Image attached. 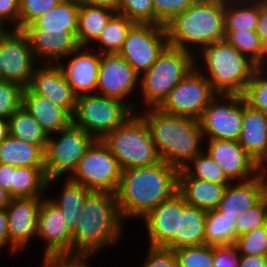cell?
I'll list each match as a JSON object with an SVG mask.
<instances>
[{
    "instance_id": "1",
    "label": "cell",
    "mask_w": 267,
    "mask_h": 267,
    "mask_svg": "<svg viewBox=\"0 0 267 267\" xmlns=\"http://www.w3.org/2000/svg\"><path fill=\"white\" fill-rule=\"evenodd\" d=\"M178 173V169L162 160L151 166L121 170L115 195L122 220L125 223L130 218L141 220L176 194Z\"/></svg>"
},
{
    "instance_id": "3",
    "label": "cell",
    "mask_w": 267,
    "mask_h": 267,
    "mask_svg": "<svg viewBox=\"0 0 267 267\" xmlns=\"http://www.w3.org/2000/svg\"><path fill=\"white\" fill-rule=\"evenodd\" d=\"M123 223L115 193L93 191L72 234V253L96 255L119 244L125 232Z\"/></svg>"
},
{
    "instance_id": "9",
    "label": "cell",
    "mask_w": 267,
    "mask_h": 267,
    "mask_svg": "<svg viewBox=\"0 0 267 267\" xmlns=\"http://www.w3.org/2000/svg\"><path fill=\"white\" fill-rule=\"evenodd\" d=\"M134 112L117 99L101 94L77 96L72 123L84 129L96 140L122 125Z\"/></svg>"
},
{
    "instance_id": "12",
    "label": "cell",
    "mask_w": 267,
    "mask_h": 267,
    "mask_svg": "<svg viewBox=\"0 0 267 267\" xmlns=\"http://www.w3.org/2000/svg\"><path fill=\"white\" fill-rule=\"evenodd\" d=\"M216 95L210 82L195 67L170 91L158 108L166 114L198 120Z\"/></svg>"
},
{
    "instance_id": "42",
    "label": "cell",
    "mask_w": 267,
    "mask_h": 267,
    "mask_svg": "<svg viewBox=\"0 0 267 267\" xmlns=\"http://www.w3.org/2000/svg\"><path fill=\"white\" fill-rule=\"evenodd\" d=\"M260 226H267L266 196H264L257 204L249 208L236 219L234 230L239 237Z\"/></svg>"
},
{
    "instance_id": "41",
    "label": "cell",
    "mask_w": 267,
    "mask_h": 267,
    "mask_svg": "<svg viewBox=\"0 0 267 267\" xmlns=\"http://www.w3.org/2000/svg\"><path fill=\"white\" fill-rule=\"evenodd\" d=\"M234 245L240 255L267 256V226L257 227L237 237Z\"/></svg>"
},
{
    "instance_id": "33",
    "label": "cell",
    "mask_w": 267,
    "mask_h": 267,
    "mask_svg": "<svg viewBox=\"0 0 267 267\" xmlns=\"http://www.w3.org/2000/svg\"><path fill=\"white\" fill-rule=\"evenodd\" d=\"M47 178L45 167H15L12 198L45 197Z\"/></svg>"
},
{
    "instance_id": "22",
    "label": "cell",
    "mask_w": 267,
    "mask_h": 267,
    "mask_svg": "<svg viewBox=\"0 0 267 267\" xmlns=\"http://www.w3.org/2000/svg\"><path fill=\"white\" fill-rule=\"evenodd\" d=\"M44 197L12 198L7 207L9 239L20 251L37 235L39 207Z\"/></svg>"
},
{
    "instance_id": "57",
    "label": "cell",
    "mask_w": 267,
    "mask_h": 267,
    "mask_svg": "<svg viewBox=\"0 0 267 267\" xmlns=\"http://www.w3.org/2000/svg\"><path fill=\"white\" fill-rule=\"evenodd\" d=\"M9 136L8 120L0 118V143Z\"/></svg>"
},
{
    "instance_id": "13",
    "label": "cell",
    "mask_w": 267,
    "mask_h": 267,
    "mask_svg": "<svg viewBox=\"0 0 267 267\" xmlns=\"http://www.w3.org/2000/svg\"><path fill=\"white\" fill-rule=\"evenodd\" d=\"M168 45L164 25L135 23L118 54L141 75L151 67Z\"/></svg>"
},
{
    "instance_id": "11",
    "label": "cell",
    "mask_w": 267,
    "mask_h": 267,
    "mask_svg": "<svg viewBox=\"0 0 267 267\" xmlns=\"http://www.w3.org/2000/svg\"><path fill=\"white\" fill-rule=\"evenodd\" d=\"M243 119V95L217 94L198 119L204 139L238 141Z\"/></svg>"
},
{
    "instance_id": "7",
    "label": "cell",
    "mask_w": 267,
    "mask_h": 267,
    "mask_svg": "<svg viewBox=\"0 0 267 267\" xmlns=\"http://www.w3.org/2000/svg\"><path fill=\"white\" fill-rule=\"evenodd\" d=\"M102 141L117 159L121 170L151 166L161 161L149 128L137 112Z\"/></svg>"
},
{
    "instance_id": "15",
    "label": "cell",
    "mask_w": 267,
    "mask_h": 267,
    "mask_svg": "<svg viewBox=\"0 0 267 267\" xmlns=\"http://www.w3.org/2000/svg\"><path fill=\"white\" fill-rule=\"evenodd\" d=\"M140 75L118 53L101 54L96 94L124 102L134 113L136 102H128L129 96L139 86Z\"/></svg>"
},
{
    "instance_id": "32",
    "label": "cell",
    "mask_w": 267,
    "mask_h": 267,
    "mask_svg": "<svg viewBox=\"0 0 267 267\" xmlns=\"http://www.w3.org/2000/svg\"><path fill=\"white\" fill-rule=\"evenodd\" d=\"M80 2L62 0L24 28L78 29Z\"/></svg>"
},
{
    "instance_id": "36",
    "label": "cell",
    "mask_w": 267,
    "mask_h": 267,
    "mask_svg": "<svg viewBox=\"0 0 267 267\" xmlns=\"http://www.w3.org/2000/svg\"><path fill=\"white\" fill-rule=\"evenodd\" d=\"M236 217L225 216L216 209L207 211L204 228V244L206 245H233L237 234L234 230Z\"/></svg>"
},
{
    "instance_id": "39",
    "label": "cell",
    "mask_w": 267,
    "mask_h": 267,
    "mask_svg": "<svg viewBox=\"0 0 267 267\" xmlns=\"http://www.w3.org/2000/svg\"><path fill=\"white\" fill-rule=\"evenodd\" d=\"M243 97L247 105L267 115V67L254 72Z\"/></svg>"
},
{
    "instance_id": "56",
    "label": "cell",
    "mask_w": 267,
    "mask_h": 267,
    "mask_svg": "<svg viewBox=\"0 0 267 267\" xmlns=\"http://www.w3.org/2000/svg\"><path fill=\"white\" fill-rule=\"evenodd\" d=\"M11 199L12 197L10 196L9 192L0 186V210L7 209Z\"/></svg>"
},
{
    "instance_id": "8",
    "label": "cell",
    "mask_w": 267,
    "mask_h": 267,
    "mask_svg": "<svg viewBox=\"0 0 267 267\" xmlns=\"http://www.w3.org/2000/svg\"><path fill=\"white\" fill-rule=\"evenodd\" d=\"M53 135V136H52ZM49 135L45 155V175L47 191L59 178H69L76 170L79 161L96 141L84 129L71 123L58 133ZM59 137H56L58 136Z\"/></svg>"
},
{
    "instance_id": "29",
    "label": "cell",
    "mask_w": 267,
    "mask_h": 267,
    "mask_svg": "<svg viewBox=\"0 0 267 267\" xmlns=\"http://www.w3.org/2000/svg\"><path fill=\"white\" fill-rule=\"evenodd\" d=\"M117 12L103 6L80 3L76 39L79 46L92 45Z\"/></svg>"
},
{
    "instance_id": "21",
    "label": "cell",
    "mask_w": 267,
    "mask_h": 267,
    "mask_svg": "<svg viewBox=\"0 0 267 267\" xmlns=\"http://www.w3.org/2000/svg\"><path fill=\"white\" fill-rule=\"evenodd\" d=\"M148 246L175 250V234H179V192L149 211L142 219Z\"/></svg>"
},
{
    "instance_id": "6",
    "label": "cell",
    "mask_w": 267,
    "mask_h": 267,
    "mask_svg": "<svg viewBox=\"0 0 267 267\" xmlns=\"http://www.w3.org/2000/svg\"><path fill=\"white\" fill-rule=\"evenodd\" d=\"M195 68V55L168 45L151 67L140 75L142 100L137 108H158L170 91ZM140 106V107H139Z\"/></svg>"
},
{
    "instance_id": "59",
    "label": "cell",
    "mask_w": 267,
    "mask_h": 267,
    "mask_svg": "<svg viewBox=\"0 0 267 267\" xmlns=\"http://www.w3.org/2000/svg\"><path fill=\"white\" fill-rule=\"evenodd\" d=\"M3 80V78H2V73H1V71H0V81H2Z\"/></svg>"
},
{
    "instance_id": "46",
    "label": "cell",
    "mask_w": 267,
    "mask_h": 267,
    "mask_svg": "<svg viewBox=\"0 0 267 267\" xmlns=\"http://www.w3.org/2000/svg\"><path fill=\"white\" fill-rule=\"evenodd\" d=\"M62 0H20L19 30L32 23Z\"/></svg>"
},
{
    "instance_id": "2",
    "label": "cell",
    "mask_w": 267,
    "mask_h": 267,
    "mask_svg": "<svg viewBox=\"0 0 267 267\" xmlns=\"http://www.w3.org/2000/svg\"><path fill=\"white\" fill-rule=\"evenodd\" d=\"M139 111L137 113L145 120L161 160L170 166L181 170L204 150L199 120L166 114L159 108Z\"/></svg>"
},
{
    "instance_id": "26",
    "label": "cell",
    "mask_w": 267,
    "mask_h": 267,
    "mask_svg": "<svg viewBox=\"0 0 267 267\" xmlns=\"http://www.w3.org/2000/svg\"><path fill=\"white\" fill-rule=\"evenodd\" d=\"M227 185L192 178L183 169L178 173V192L187 204L204 211L217 208Z\"/></svg>"
},
{
    "instance_id": "47",
    "label": "cell",
    "mask_w": 267,
    "mask_h": 267,
    "mask_svg": "<svg viewBox=\"0 0 267 267\" xmlns=\"http://www.w3.org/2000/svg\"><path fill=\"white\" fill-rule=\"evenodd\" d=\"M95 255L83 253L43 254L39 267H90L88 262Z\"/></svg>"
},
{
    "instance_id": "5",
    "label": "cell",
    "mask_w": 267,
    "mask_h": 267,
    "mask_svg": "<svg viewBox=\"0 0 267 267\" xmlns=\"http://www.w3.org/2000/svg\"><path fill=\"white\" fill-rule=\"evenodd\" d=\"M195 67L217 94L236 95L244 94L254 72L259 68L227 41L203 47L195 55Z\"/></svg>"
},
{
    "instance_id": "51",
    "label": "cell",
    "mask_w": 267,
    "mask_h": 267,
    "mask_svg": "<svg viewBox=\"0 0 267 267\" xmlns=\"http://www.w3.org/2000/svg\"><path fill=\"white\" fill-rule=\"evenodd\" d=\"M8 247L11 256L13 254H20V251L10 242L9 239V227H8V215L6 209L0 210V251L1 249Z\"/></svg>"
},
{
    "instance_id": "25",
    "label": "cell",
    "mask_w": 267,
    "mask_h": 267,
    "mask_svg": "<svg viewBox=\"0 0 267 267\" xmlns=\"http://www.w3.org/2000/svg\"><path fill=\"white\" fill-rule=\"evenodd\" d=\"M22 107L41 125L48 135L58 133L72 123V117L48 98L32 92L28 87L22 93Z\"/></svg>"
},
{
    "instance_id": "49",
    "label": "cell",
    "mask_w": 267,
    "mask_h": 267,
    "mask_svg": "<svg viewBox=\"0 0 267 267\" xmlns=\"http://www.w3.org/2000/svg\"><path fill=\"white\" fill-rule=\"evenodd\" d=\"M19 16H20V0H0L1 30L9 29L10 27L7 26H9L10 24H12L10 29L19 30Z\"/></svg>"
},
{
    "instance_id": "55",
    "label": "cell",
    "mask_w": 267,
    "mask_h": 267,
    "mask_svg": "<svg viewBox=\"0 0 267 267\" xmlns=\"http://www.w3.org/2000/svg\"><path fill=\"white\" fill-rule=\"evenodd\" d=\"M80 3L93 5V6H103L110 8L114 11H118L120 0H79Z\"/></svg>"
},
{
    "instance_id": "10",
    "label": "cell",
    "mask_w": 267,
    "mask_h": 267,
    "mask_svg": "<svg viewBox=\"0 0 267 267\" xmlns=\"http://www.w3.org/2000/svg\"><path fill=\"white\" fill-rule=\"evenodd\" d=\"M69 179L93 191L116 193L121 180V168L103 141L96 140Z\"/></svg>"
},
{
    "instance_id": "24",
    "label": "cell",
    "mask_w": 267,
    "mask_h": 267,
    "mask_svg": "<svg viewBox=\"0 0 267 267\" xmlns=\"http://www.w3.org/2000/svg\"><path fill=\"white\" fill-rule=\"evenodd\" d=\"M238 143L262 168L267 164V115L247 105L244 97Z\"/></svg>"
},
{
    "instance_id": "48",
    "label": "cell",
    "mask_w": 267,
    "mask_h": 267,
    "mask_svg": "<svg viewBox=\"0 0 267 267\" xmlns=\"http://www.w3.org/2000/svg\"><path fill=\"white\" fill-rule=\"evenodd\" d=\"M140 267H177L175 251L165 247H148Z\"/></svg>"
},
{
    "instance_id": "27",
    "label": "cell",
    "mask_w": 267,
    "mask_h": 267,
    "mask_svg": "<svg viewBox=\"0 0 267 267\" xmlns=\"http://www.w3.org/2000/svg\"><path fill=\"white\" fill-rule=\"evenodd\" d=\"M207 211L187 204L179 193V234H175V249L204 244Z\"/></svg>"
},
{
    "instance_id": "45",
    "label": "cell",
    "mask_w": 267,
    "mask_h": 267,
    "mask_svg": "<svg viewBox=\"0 0 267 267\" xmlns=\"http://www.w3.org/2000/svg\"><path fill=\"white\" fill-rule=\"evenodd\" d=\"M196 0H153L154 24L166 25L187 10Z\"/></svg>"
},
{
    "instance_id": "16",
    "label": "cell",
    "mask_w": 267,
    "mask_h": 267,
    "mask_svg": "<svg viewBox=\"0 0 267 267\" xmlns=\"http://www.w3.org/2000/svg\"><path fill=\"white\" fill-rule=\"evenodd\" d=\"M204 140H206L204 141V151L223 169L231 182L248 181L263 171V168L244 150L238 141ZM205 144L207 145L205 146Z\"/></svg>"
},
{
    "instance_id": "37",
    "label": "cell",
    "mask_w": 267,
    "mask_h": 267,
    "mask_svg": "<svg viewBox=\"0 0 267 267\" xmlns=\"http://www.w3.org/2000/svg\"><path fill=\"white\" fill-rule=\"evenodd\" d=\"M226 41L258 67H267V48L256 31H225Z\"/></svg>"
},
{
    "instance_id": "44",
    "label": "cell",
    "mask_w": 267,
    "mask_h": 267,
    "mask_svg": "<svg viewBox=\"0 0 267 267\" xmlns=\"http://www.w3.org/2000/svg\"><path fill=\"white\" fill-rule=\"evenodd\" d=\"M23 90L19 84L0 81V118L8 120L22 106Z\"/></svg>"
},
{
    "instance_id": "14",
    "label": "cell",
    "mask_w": 267,
    "mask_h": 267,
    "mask_svg": "<svg viewBox=\"0 0 267 267\" xmlns=\"http://www.w3.org/2000/svg\"><path fill=\"white\" fill-rule=\"evenodd\" d=\"M38 64L22 30H0V71L5 81L28 87Z\"/></svg>"
},
{
    "instance_id": "54",
    "label": "cell",
    "mask_w": 267,
    "mask_h": 267,
    "mask_svg": "<svg viewBox=\"0 0 267 267\" xmlns=\"http://www.w3.org/2000/svg\"><path fill=\"white\" fill-rule=\"evenodd\" d=\"M238 267H267V256L241 255Z\"/></svg>"
},
{
    "instance_id": "53",
    "label": "cell",
    "mask_w": 267,
    "mask_h": 267,
    "mask_svg": "<svg viewBox=\"0 0 267 267\" xmlns=\"http://www.w3.org/2000/svg\"><path fill=\"white\" fill-rule=\"evenodd\" d=\"M13 178L14 166L0 163V186L9 192L11 197Z\"/></svg>"
},
{
    "instance_id": "50",
    "label": "cell",
    "mask_w": 267,
    "mask_h": 267,
    "mask_svg": "<svg viewBox=\"0 0 267 267\" xmlns=\"http://www.w3.org/2000/svg\"><path fill=\"white\" fill-rule=\"evenodd\" d=\"M241 255L236 246H213V267H238Z\"/></svg>"
},
{
    "instance_id": "34",
    "label": "cell",
    "mask_w": 267,
    "mask_h": 267,
    "mask_svg": "<svg viewBox=\"0 0 267 267\" xmlns=\"http://www.w3.org/2000/svg\"><path fill=\"white\" fill-rule=\"evenodd\" d=\"M8 122L10 136L37 144L45 151L49 135L24 107L14 112Z\"/></svg>"
},
{
    "instance_id": "4",
    "label": "cell",
    "mask_w": 267,
    "mask_h": 267,
    "mask_svg": "<svg viewBox=\"0 0 267 267\" xmlns=\"http://www.w3.org/2000/svg\"><path fill=\"white\" fill-rule=\"evenodd\" d=\"M224 0H196L165 27L172 47L194 55L205 46L226 41Z\"/></svg>"
},
{
    "instance_id": "38",
    "label": "cell",
    "mask_w": 267,
    "mask_h": 267,
    "mask_svg": "<svg viewBox=\"0 0 267 267\" xmlns=\"http://www.w3.org/2000/svg\"><path fill=\"white\" fill-rule=\"evenodd\" d=\"M183 170L192 178L218 184L231 183L223 169L204 150L186 165Z\"/></svg>"
},
{
    "instance_id": "28",
    "label": "cell",
    "mask_w": 267,
    "mask_h": 267,
    "mask_svg": "<svg viewBox=\"0 0 267 267\" xmlns=\"http://www.w3.org/2000/svg\"><path fill=\"white\" fill-rule=\"evenodd\" d=\"M63 183L59 197L54 196L55 198L49 199L63 212L67 228L73 234L78 226L79 218L82 216L85 202L93 190L85 188L69 178H66Z\"/></svg>"
},
{
    "instance_id": "35",
    "label": "cell",
    "mask_w": 267,
    "mask_h": 267,
    "mask_svg": "<svg viewBox=\"0 0 267 267\" xmlns=\"http://www.w3.org/2000/svg\"><path fill=\"white\" fill-rule=\"evenodd\" d=\"M134 24L135 22L128 19L126 16L116 13L109 20L108 24L101 32V35L90 47L93 49V45L96 44V49L94 50L98 51L100 54L119 53L129 30Z\"/></svg>"
},
{
    "instance_id": "17",
    "label": "cell",
    "mask_w": 267,
    "mask_h": 267,
    "mask_svg": "<svg viewBox=\"0 0 267 267\" xmlns=\"http://www.w3.org/2000/svg\"><path fill=\"white\" fill-rule=\"evenodd\" d=\"M22 31L38 63L58 64L79 47L77 29L23 28Z\"/></svg>"
},
{
    "instance_id": "19",
    "label": "cell",
    "mask_w": 267,
    "mask_h": 267,
    "mask_svg": "<svg viewBox=\"0 0 267 267\" xmlns=\"http://www.w3.org/2000/svg\"><path fill=\"white\" fill-rule=\"evenodd\" d=\"M28 88L32 92L48 98L56 106L63 108L71 117L73 116L77 96L58 64L38 63L33 70Z\"/></svg>"
},
{
    "instance_id": "18",
    "label": "cell",
    "mask_w": 267,
    "mask_h": 267,
    "mask_svg": "<svg viewBox=\"0 0 267 267\" xmlns=\"http://www.w3.org/2000/svg\"><path fill=\"white\" fill-rule=\"evenodd\" d=\"M100 60L98 51L89 46H79L58 63L76 96L96 93Z\"/></svg>"
},
{
    "instance_id": "40",
    "label": "cell",
    "mask_w": 267,
    "mask_h": 267,
    "mask_svg": "<svg viewBox=\"0 0 267 267\" xmlns=\"http://www.w3.org/2000/svg\"><path fill=\"white\" fill-rule=\"evenodd\" d=\"M177 267H213V245L175 249Z\"/></svg>"
},
{
    "instance_id": "31",
    "label": "cell",
    "mask_w": 267,
    "mask_h": 267,
    "mask_svg": "<svg viewBox=\"0 0 267 267\" xmlns=\"http://www.w3.org/2000/svg\"><path fill=\"white\" fill-rule=\"evenodd\" d=\"M260 0H230L225 2V31H256Z\"/></svg>"
},
{
    "instance_id": "58",
    "label": "cell",
    "mask_w": 267,
    "mask_h": 267,
    "mask_svg": "<svg viewBox=\"0 0 267 267\" xmlns=\"http://www.w3.org/2000/svg\"><path fill=\"white\" fill-rule=\"evenodd\" d=\"M263 172L267 176V164L263 167Z\"/></svg>"
},
{
    "instance_id": "52",
    "label": "cell",
    "mask_w": 267,
    "mask_h": 267,
    "mask_svg": "<svg viewBox=\"0 0 267 267\" xmlns=\"http://www.w3.org/2000/svg\"><path fill=\"white\" fill-rule=\"evenodd\" d=\"M256 33L267 48V3L264 0H260V12Z\"/></svg>"
},
{
    "instance_id": "23",
    "label": "cell",
    "mask_w": 267,
    "mask_h": 267,
    "mask_svg": "<svg viewBox=\"0 0 267 267\" xmlns=\"http://www.w3.org/2000/svg\"><path fill=\"white\" fill-rule=\"evenodd\" d=\"M266 189L267 176L263 171L248 181L231 182L216 210L225 216L238 218L265 196Z\"/></svg>"
},
{
    "instance_id": "30",
    "label": "cell",
    "mask_w": 267,
    "mask_h": 267,
    "mask_svg": "<svg viewBox=\"0 0 267 267\" xmlns=\"http://www.w3.org/2000/svg\"><path fill=\"white\" fill-rule=\"evenodd\" d=\"M0 163L15 167H45L44 150L37 144L9 135L0 143Z\"/></svg>"
},
{
    "instance_id": "43",
    "label": "cell",
    "mask_w": 267,
    "mask_h": 267,
    "mask_svg": "<svg viewBox=\"0 0 267 267\" xmlns=\"http://www.w3.org/2000/svg\"><path fill=\"white\" fill-rule=\"evenodd\" d=\"M117 13L135 23L154 24L153 0H120Z\"/></svg>"
},
{
    "instance_id": "20",
    "label": "cell",
    "mask_w": 267,
    "mask_h": 267,
    "mask_svg": "<svg viewBox=\"0 0 267 267\" xmlns=\"http://www.w3.org/2000/svg\"><path fill=\"white\" fill-rule=\"evenodd\" d=\"M65 220L63 212L46 195L39 207L36 235L44 242L43 254L72 253V233Z\"/></svg>"
}]
</instances>
